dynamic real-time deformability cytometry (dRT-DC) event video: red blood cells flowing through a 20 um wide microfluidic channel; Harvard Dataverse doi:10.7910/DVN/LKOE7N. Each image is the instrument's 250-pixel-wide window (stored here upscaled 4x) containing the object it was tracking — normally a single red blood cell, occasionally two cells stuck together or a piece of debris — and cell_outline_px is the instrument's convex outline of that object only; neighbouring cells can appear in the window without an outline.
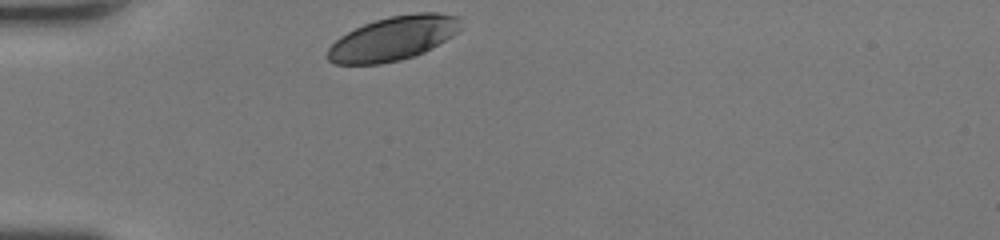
{"species": "human", "species_latin": "Homo sapiens", "temperature_condition": "room temperature", "stored_images_in_passage": 26, "camera_frame_rate_fps": 3000, "um_per_image_px": 0.085, "donor": {"sex": "female"}, "frame": {"image": 1, "passage_image": 1, "time_ms": 0.0, "image_size_px": [1000, 240], "cell_outline_px": [[460, 28], [452, 36], [424, 52], [400, 60], [380, 64], [332, 64], [324, 56], [328, 48], [340, 36], [364, 24], [388, 16], [416, 12], [436, 12], [456, 16], [460, 20]], "centroid_in_image_um": [33.38, 3.27], "position_along_channel_um": 51.6, "area_um2": 34.16}}
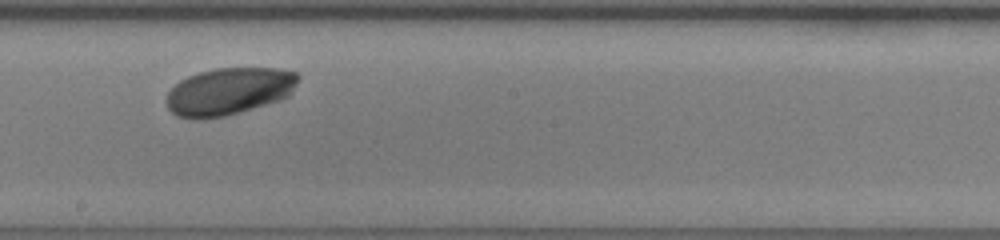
{"frame": {"image": 2, "passage_image": 15, "time_ms": 4.667, "image_size_px": [1000, 240], "cell_outline_px": [[300, 76], [292, 92], [288, 96], [280, 100], [224, 116], [176, 116], [168, 108], [164, 100], [168, 92], [180, 80], [188, 76], [200, 72], [216, 68], [280, 68], [296, 72]], "centroid_in_image_um": [19.5, 7.72], "position_along_channel_um": 228.7, "area_um2": 35.72}}
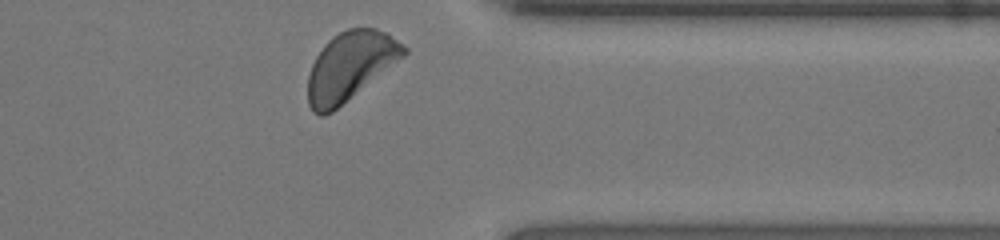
{"frame": {"image": 3, "passage_image": 26, "time_ms": 8.333, "image_size_px": [1000, 240], "cell_outline_px": [[408, 52], [404, 56], [332, 112], [324, 116], [320, 116], [312, 112], [308, 104], [308, 76], [312, 64], [316, 56], [324, 44], [332, 36], [348, 28], [376, 28], [388, 32], [408, 48]], "centroid_in_image_um": [29.75, 5.61], "position_along_channel_um": 381.7, "area_um2": 38.21}, "authors_computed_cell_mechanics": {"area_um2": 35.8071, "velocity_mm_per_s": 4.2687, "shape_relaxation_time_tau1_ms": 1.4021, "shape_relaxation_time_tau2_ms": null, "deformation_change_tau1": 0.089, "deformation_change_tau2": null}}